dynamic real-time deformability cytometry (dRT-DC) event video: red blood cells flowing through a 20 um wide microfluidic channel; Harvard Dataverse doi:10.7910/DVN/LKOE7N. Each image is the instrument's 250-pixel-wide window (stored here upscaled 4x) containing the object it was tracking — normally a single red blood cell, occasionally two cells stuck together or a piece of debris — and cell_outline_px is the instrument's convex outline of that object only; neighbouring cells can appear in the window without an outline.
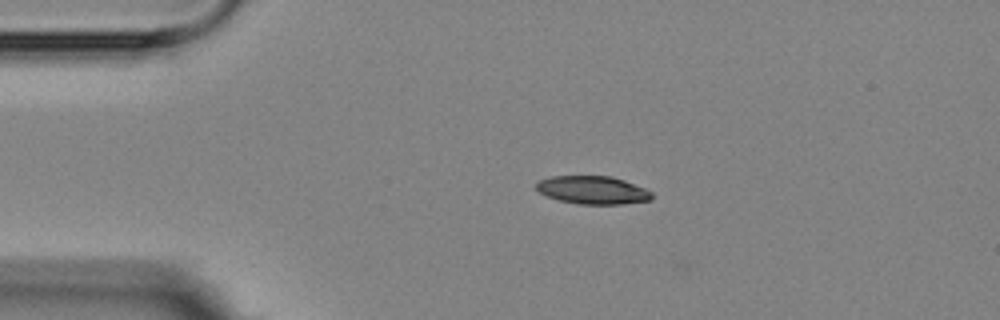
{"species": "Egyptian fruit bat (a non-hibernating species)", "species_latin": "Rousettus aegyptiacus", "temperature_condition": "room temperature", "stored_images_in_passage": 2, "camera_frame_rate_fps": 3000, "um_per_image_px": 0.085, "animal": {"sex": "female"}, "frame": {"image": 1, "passage_image": 1, "time_ms": 0.0, "image_size_px": [1000, 320], "cell_outline_px": [[652, 200], [620, 204], [580, 204], [560, 200], [548, 196], [540, 192], [536, 188], [536, 184], [540, 180], [552, 176], [612, 176], [624, 180], [644, 188], [652, 192]], "centroid_in_image_um": [50.4, 16.15], "position_along_channel_um": 34.6, "area_um2": 18.73}}